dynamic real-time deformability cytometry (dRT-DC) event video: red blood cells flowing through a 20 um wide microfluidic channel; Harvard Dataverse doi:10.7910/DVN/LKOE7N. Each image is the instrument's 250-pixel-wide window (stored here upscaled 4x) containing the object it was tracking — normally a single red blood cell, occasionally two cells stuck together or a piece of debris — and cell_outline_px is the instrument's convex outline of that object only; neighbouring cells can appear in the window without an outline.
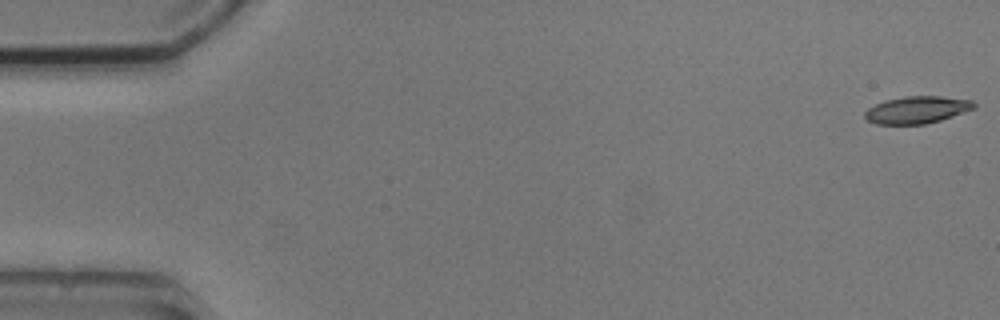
{"species": "common noctule bat (a hibernating species)", "species_latin": "Nyctalus noctula", "temperature_condition": "cold", "stored_images_in_passage": 7, "camera_frame_rate_fps": 3000, "um_per_image_px": 0.085, "animal": {"sex": "male", "body_mass_g": 20.5, "forearm_length_mm": 52.5}, "frame": {"image": 1, "passage_image": 1, "time_ms": 0.0, "image_size_px": [1000, 320], "cell_outline_px": [[976, 108], [940, 120], [924, 124], [876, 124], [868, 120], [864, 116], [864, 112], [868, 108], [884, 100], [904, 96], [940, 96], [972, 100], [976, 104]], "centroid_in_image_um": [77.94, 9.33], "position_along_channel_um": 7.1, "area_um2": 17.28}}
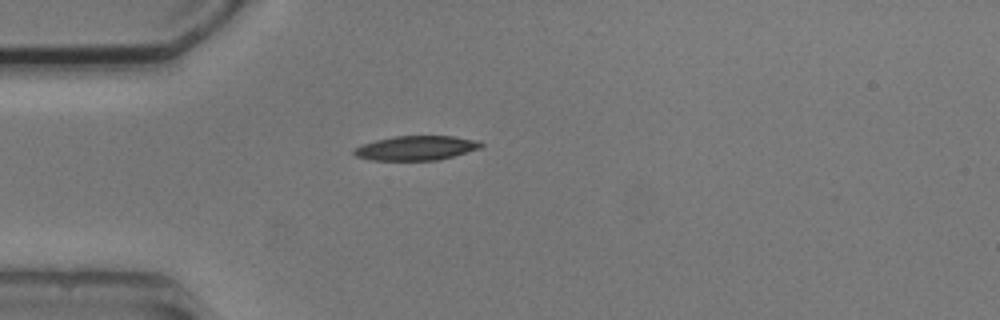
{"frame": {"image": 2, "passage_image": 5, "time_ms": 4.667, "image_size_px": [1000, 320], "cell_outline_px": [[484, 144], [480, 148], [452, 156], [436, 160], [372, 160], [356, 156], [352, 152], [352, 148], [360, 144], [376, 140], [396, 136], [452, 136], [480, 140]], "centroid_in_image_um": [35.34, 12.57], "position_along_channel_um": 49.7, "area_um2": 18.09}}